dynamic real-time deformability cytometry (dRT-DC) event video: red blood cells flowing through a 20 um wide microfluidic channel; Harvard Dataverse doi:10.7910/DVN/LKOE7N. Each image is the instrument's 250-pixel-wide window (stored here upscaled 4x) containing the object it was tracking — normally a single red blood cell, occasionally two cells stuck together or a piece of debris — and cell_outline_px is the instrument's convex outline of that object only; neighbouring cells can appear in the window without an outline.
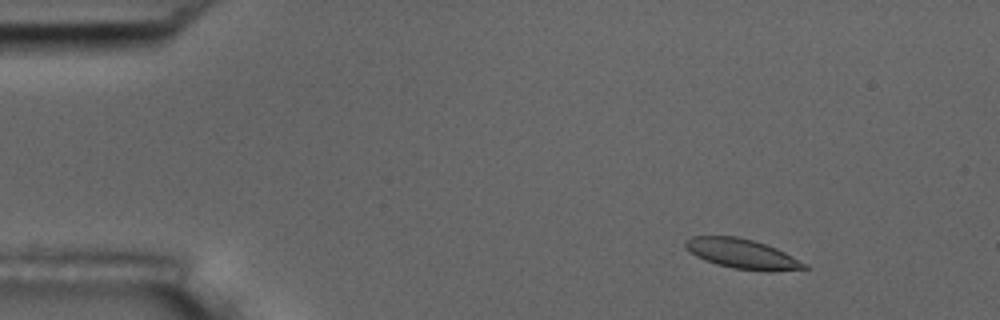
{"species": "common noctule bat (a hibernating species)", "species_latin": "Nyctalus noctula", "temperature_condition": "room temperature", "stored_images_in_passage": 9, "camera_frame_rate_fps": 3000, "um_per_image_px": 0.085, "animal": {"sex": "male", "body_mass_g": 17.5, "forearm_length_mm": 52.3}, "frame": {"image": 1, "passage_image": 2, "time_ms": 1.0, "image_size_px": [1000, 320], "cell_outline_px": [[812, 268], [772, 272], [764, 272], [732, 268], [716, 264], [704, 260], [696, 256], [684, 244], [684, 240], [692, 236], [736, 236], [752, 240], [776, 248], [808, 264]], "centroid_in_image_um": [63.13, 21.6], "position_along_channel_um": 21.9, "area_um2": 20.75}}
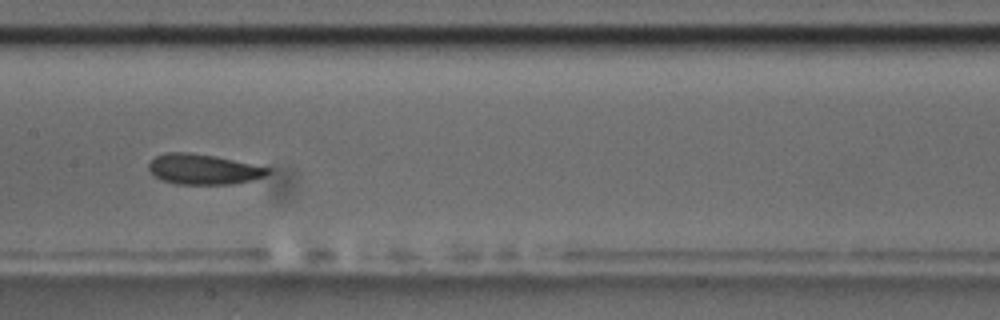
{"frame": {"image": 2, "passage_image": 8, "time_ms": 8.0, "image_size_px": [1000, 320], "cell_outline_px": [[272, 172], [264, 176], [252, 180], [232, 184], [176, 184], [160, 180], [148, 168], [148, 164], [156, 156], [164, 152], [188, 152], [216, 156], [272, 168]], "centroid_in_image_um": [17.31, 14.38], "position_along_channel_um": 190.1, "area_um2": 21.15}}
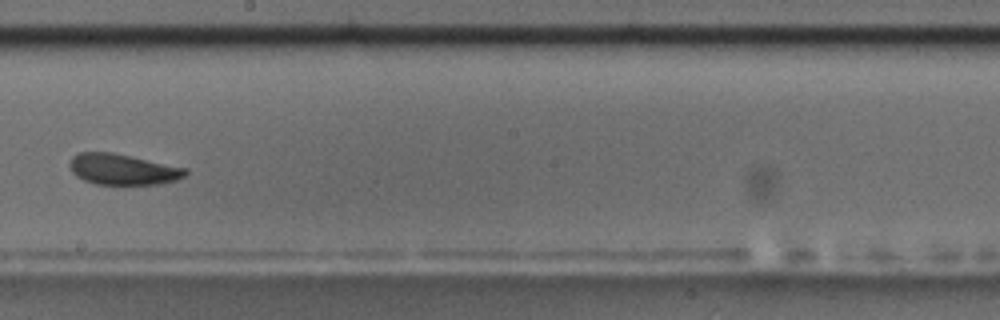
{"frame": {"image": 3, "passage_image": 9, "time_ms": 9.333, "image_size_px": [1000, 320], "cell_outline_px": [[188, 172], [184, 176], [176, 180], [156, 184], [96, 184], [84, 180], [76, 176], [72, 172], [68, 164], [72, 156], [80, 152], [112, 152], [132, 156], [188, 168]], "centroid_in_image_um": [10.42, 14.38], "position_along_channel_um": 237.8, "area_um2": 20.87}}